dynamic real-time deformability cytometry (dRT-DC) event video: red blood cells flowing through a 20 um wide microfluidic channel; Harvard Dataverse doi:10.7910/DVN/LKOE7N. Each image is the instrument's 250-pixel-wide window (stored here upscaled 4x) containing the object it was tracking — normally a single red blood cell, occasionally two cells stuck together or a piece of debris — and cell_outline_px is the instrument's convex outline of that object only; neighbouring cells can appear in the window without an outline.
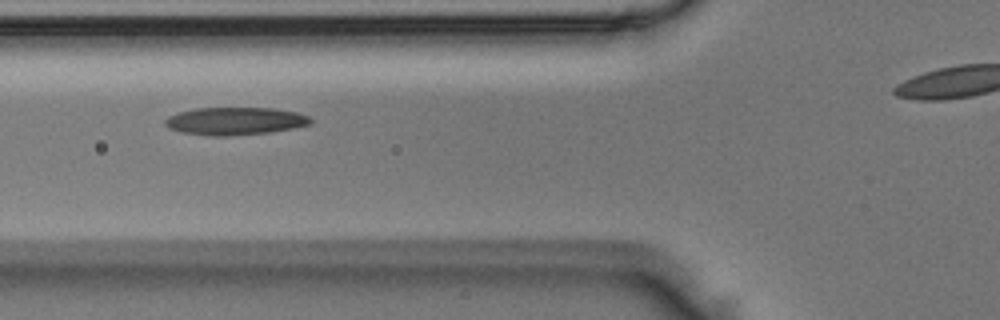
{"species": "Egyptian fruit bat (a non-hibernating species)", "species_latin": "Rousettus aegyptiacus", "temperature_condition": "room temperature", "stored_images_in_passage": 34, "camera_frame_rate_fps": 3000, "um_per_image_px": 0.085, "animal": {"sex": "male"}, "frame": {"image": 1, "passage_image": 8, "time_ms": 2.333, "image_size_px": [1000, 320], "cell_outline_px": [[312, 124], [272, 132], [228, 136], [208, 136], [180, 132], [168, 128], [164, 124], [164, 120], [168, 116], [180, 112], [196, 108], [272, 108], [296, 112], [308, 116], [312, 120]], "centroid_in_image_um": [19.96, 10.3], "position_along_channel_um": 105.8, "area_um2": 23.58}}
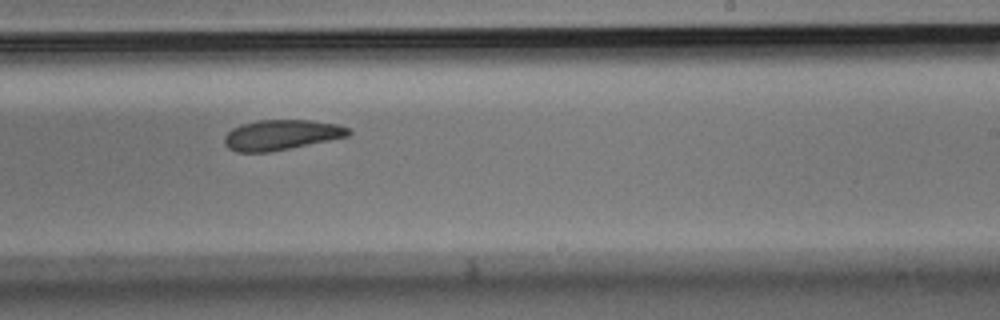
{"frame": {"image": 2, "passage_image": 20, "time_ms": 6.333, "image_size_px": [1000, 320], "cell_outline_px": [[352, 132], [348, 136], [268, 152], [236, 152], [228, 148], [224, 144], [224, 136], [232, 128], [240, 124], [256, 120], [312, 120], [336, 124], [352, 128]], "centroid_in_image_um": [23.89, 11.45], "position_along_channel_um": 265.1, "area_um2": 21.85}}
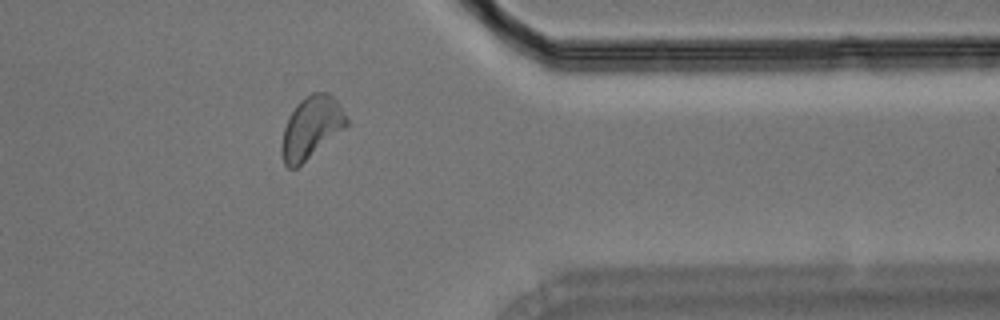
{"frame": {"image": 3, "passage_image": 30, "time_ms": 9.667, "image_size_px": [1000, 320], "cell_outline_px": [[348, 124], [344, 128], [296, 168], [288, 168], [284, 164], [280, 152], [280, 148], [284, 128], [288, 116], [296, 104], [300, 100], [312, 92], [328, 92], [336, 100], [344, 112], [348, 120]], "centroid_in_image_um": [26.42, 10.83], "position_along_channel_um": 385.0, "area_um2": 23.24}}